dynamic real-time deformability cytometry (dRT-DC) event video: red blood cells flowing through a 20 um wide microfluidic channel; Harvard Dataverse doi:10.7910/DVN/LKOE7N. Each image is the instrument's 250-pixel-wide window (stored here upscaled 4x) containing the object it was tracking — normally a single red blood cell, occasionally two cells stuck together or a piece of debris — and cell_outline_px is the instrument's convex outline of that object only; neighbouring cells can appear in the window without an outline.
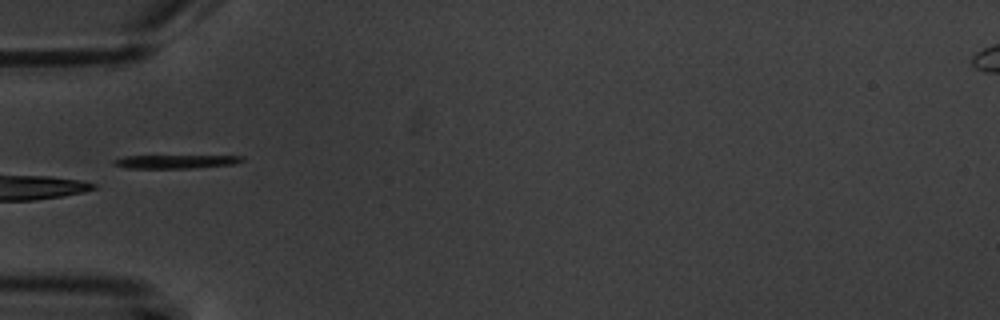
{"species": "common noctule bat (a hibernating species)", "species_latin": "Nyctalus noctula", "temperature_condition": "warm", "stored_images_in_passage": 7, "segment_of_instrument_passage": [2, 2], "camera_frame_rate_fps": 3000, "um_per_image_px": 0.085, "animal": {"sex": "male", "body_mass_g": 20.1, "forearm_length_mm": 53.5}, "frame": {"image": 1, "passage_image": 6, "time_ms": 5.667, "image_size_px": [1000, 320], "cell_outline_px": [[244, 160], [236, 164], [192, 168], [124, 168], [112, 164], [112, 160], [124, 156], [244, 156]], "centroid_in_image_um": [14.9, 13.74], "position_along_channel_um": 70.1, "area_um2": 10.12}}